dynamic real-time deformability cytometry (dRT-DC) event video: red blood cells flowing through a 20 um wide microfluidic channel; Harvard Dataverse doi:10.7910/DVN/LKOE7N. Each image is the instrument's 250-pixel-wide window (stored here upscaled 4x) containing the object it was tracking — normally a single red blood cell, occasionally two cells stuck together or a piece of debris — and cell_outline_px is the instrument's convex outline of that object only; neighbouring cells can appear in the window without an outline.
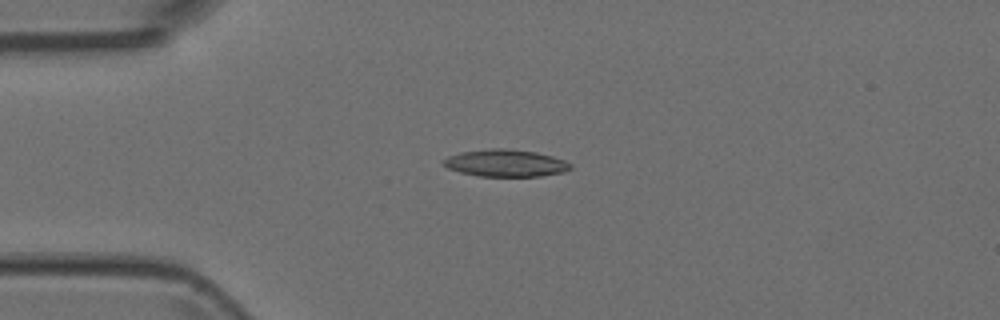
{"species": "Egyptian fruit bat (a non-hibernating species)", "species_latin": "Rousettus aegyptiacus", "temperature_condition": "room temperature", "stored_images_in_passage": 7, "camera_frame_rate_fps": 3000, "um_per_image_px": 0.085, "animal": {"sex": "female"}, "frame": {"image": 1, "passage_image": 3, "time_ms": 0.667, "image_size_px": [1000, 320], "cell_outline_px": [[572, 168], [564, 172], [540, 176], [480, 176], [460, 172], [448, 168], [444, 164], [444, 160], [448, 156], [460, 152], [492, 148], [504, 148], [536, 152], [552, 156], [564, 160], [572, 164]], "centroid_in_image_um": [43.0, 13.86], "position_along_channel_um": 42.0, "area_um2": 20.0}}
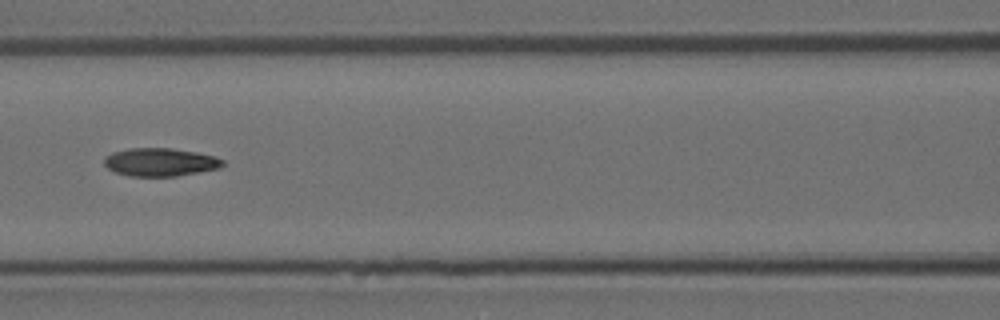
{"frame": {"image": 2, "passage_image": 6, "time_ms": 1.667, "image_size_px": [1000, 320], "cell_outline_px": [[224, 164], [216, 168], [176, 176], [128, 176], [116, 172], [108, 168], [104, 164], [104, 156], [112, 152], [128, 148], [172, 148], [196, 152], [212, 156], [224, 160]], "centroid_in_image_um": [13.55, 13.77], "position_along_channel_um": 153.0, "area_um2": 19.25}}
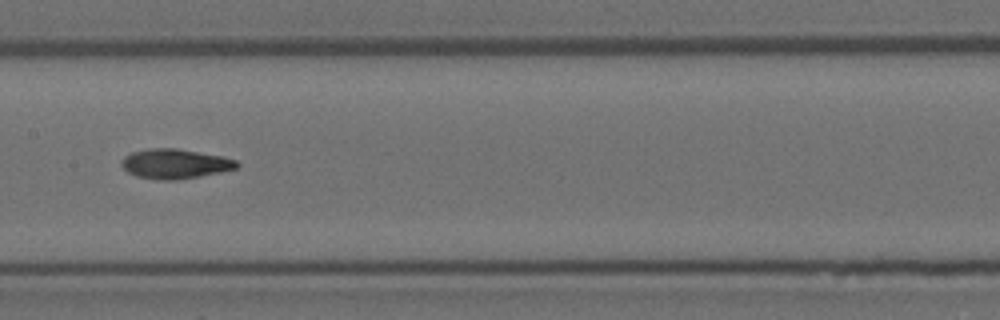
{"frame": {"image": 3, "passage_image": 7, "time_ms": 2.0, "image_size_px": [1000, 320], "cell_outline_px": [[240, 164], [236, 168], [220, 172], [180, 180], [156, 180], [136, 176], [128, 172], [120, 164], [120, 160], [124, 156], [132, 152], [148, 148], [176, 148], [220, 156], [236, 160]], "centroid_in_image_um": [14.83, 13.93], "position_along_channel_um": 192.6, "area_um2": 20.0}}